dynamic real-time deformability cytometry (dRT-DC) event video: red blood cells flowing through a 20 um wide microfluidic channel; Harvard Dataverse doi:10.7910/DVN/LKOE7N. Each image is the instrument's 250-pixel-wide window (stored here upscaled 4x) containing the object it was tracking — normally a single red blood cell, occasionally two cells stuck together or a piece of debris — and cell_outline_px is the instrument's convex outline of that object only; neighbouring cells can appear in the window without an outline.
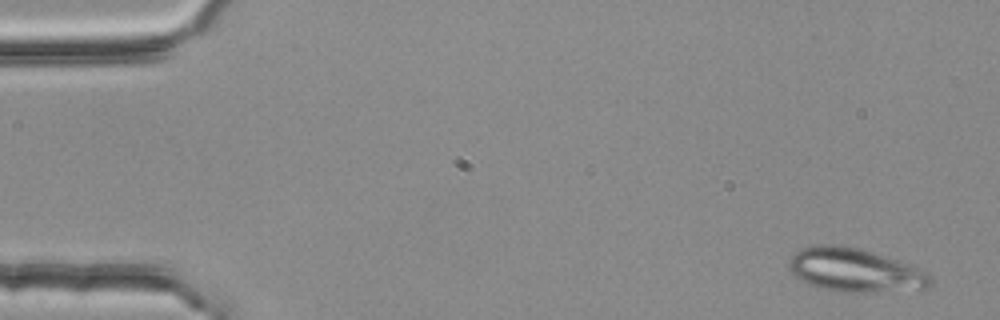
{"species": "common noctule bat (a hibernating species)", "species_latin": "Nyctalus noctula", "temperature_condition": "room temperature", "stored_images_in_passage": 3, "camera_frame_rate_fps": 3000, "um_per_image_px": 0.085, "animal": {"sex": "female", "body_mass_g": 25.1}, "frame": {"image": 1, "passage_image": 1, "time_ms": 0.0, "image_size_px": [1000, 320], "cell_outline_px": [[932, 284], [928, 288], [872, 292], [840, 292], [820, 288], [808, 284], [796, 276], [792, 272], [788, 264], [792, 252], [804, 248], [824, 244], [836, 244], [860, 248], [908, 264], [932, 276]], "centroid_in_image_um": [72.64, 22.97], "position_along_channel_um": 12.4, "area_um2": 35.66}}